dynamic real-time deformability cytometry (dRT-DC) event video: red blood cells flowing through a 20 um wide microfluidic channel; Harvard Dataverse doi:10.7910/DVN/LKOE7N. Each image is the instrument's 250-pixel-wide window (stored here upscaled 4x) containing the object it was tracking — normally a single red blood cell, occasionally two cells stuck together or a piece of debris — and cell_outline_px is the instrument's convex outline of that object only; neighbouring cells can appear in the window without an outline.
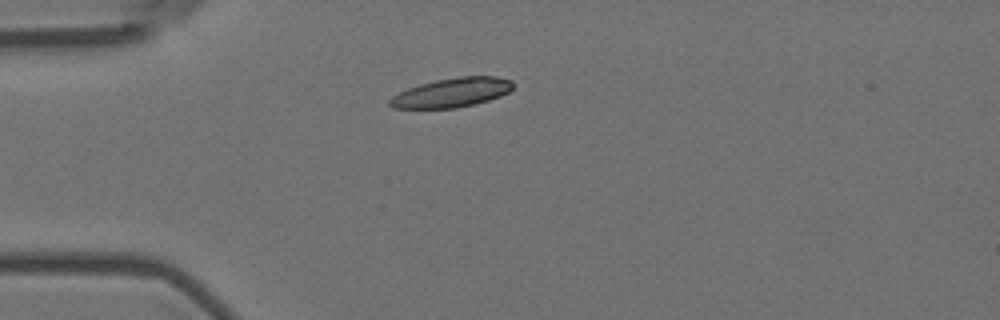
{"species": "Egyptian fruit bat (a non-hibernating species)", "species_latin": "Rousettus aegyptiacus", "temperature_condition": "room temperature", "stored_images_in_passage": 2, "camera_frame_rate_fps": 3000, "um_per_image_px": 0.085, "animal": {"sex": "female"}, "frame": {"image": 1, "passage_image": 1, "time_ms": 0.0, "image_size_px": [1000, 320], "cell_outline_px": [[512, 88], [508, 92], [500, 96], [476, 104], [456, 108], [392, 108], [388, 104], [388, 100], [392, 96], [408, 88], [420, 84], [436, 80], [460, 76], [496, 76], [512, 80]], "centroid_in_image_um": [38.39, 7.87], "position_along_channel_um": 46.6, "area_um2": 20.98}}